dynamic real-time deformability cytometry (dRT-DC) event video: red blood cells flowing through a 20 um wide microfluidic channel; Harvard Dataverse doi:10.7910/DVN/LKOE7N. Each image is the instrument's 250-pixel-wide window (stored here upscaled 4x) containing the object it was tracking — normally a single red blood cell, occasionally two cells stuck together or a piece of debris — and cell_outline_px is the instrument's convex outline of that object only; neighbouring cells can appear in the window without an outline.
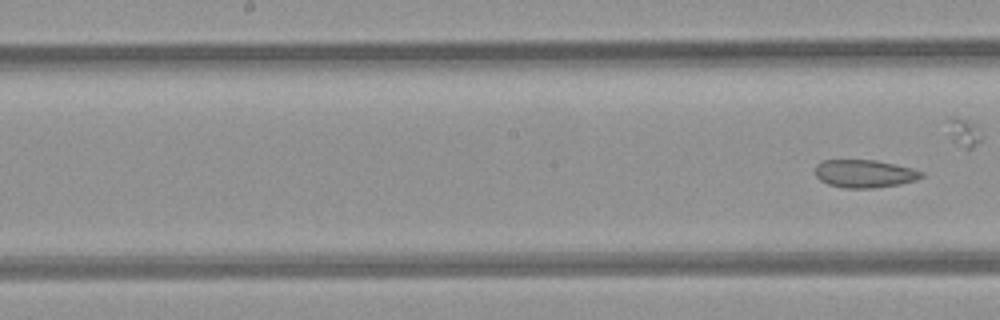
{"species": "common noctule bat (a hibernating species)", "species_latin": "Nyctalus noctula", "temperature_condition": "room temperature", "stored_images_in_passage": 7, "segment_of_instrument_passage": [2, 2], "camera_frame_rate_fps": 3000, "um_per_image_px": 0.085, "animal": {"sex": "female", "body_mass_g": 21.9}, "frame": {"image": 1, "passage_image": 7, "time_ms": 7.667, "image_size_px": [1000, 320], "cell_outline_px": [[924, 176], [916, 180], [900, 184], [872, 188], [844, 188], [828, 184], [820, 180], [816, 176], [816, 164], [824, 160], [876, 160], [896, 164], [912, 168], [924, 172]], "centroid_in_image_um": [73.51, 14.76], "position_along_channel_um": 174.7, "area_um2": 17.34}}